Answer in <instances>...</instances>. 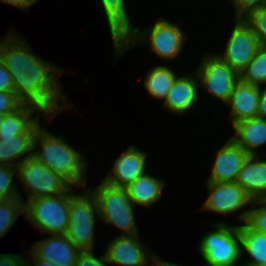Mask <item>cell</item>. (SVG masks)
<instances>
[{"label": "cell", "instance_id": "cell-23", "mask_svg": "<svg viewBox=\"0 0 266 266\" xmlns=\"http://www.w3.org/2000/svg\"><path fill=\"white\" fill-rule=\"evenodd\" d=\"M38 110L40 109L36 105L22 104L14 112L4 114L0 136H16L27 132L40 119L39 115L32 116Z\"/></svg>", "mask_w": 266, "mask_h": 266}, {"label": "cell", "instance_id": "cell-26", "mask_svg": "<svg viewBox=\"0 0 266 266\" xmlns=\"http://www.w3.org/2000/svg\"><path fill=\"white\" fill-rule=\"evenodd\" d=\"M240 80L261 86L266 85V45H262L251 62L240 72Z\"/></svg>", "mask_w": 266, "mask_h": 266}, {"label": "cell", "instance_id": "cell-9", "mask_svg": "<svg viewBox=\"0 0 266 266\" xmlns=\"http://www.w3.org/2000/svg\"><path fill=\"white\" fill-rule=\"evenodd\" d=\"M198 66L197 74L200 86L217 99L227 103L231 92L240 80L239 73L232 69L216 54L204 55Z\"/></svg>", "mask_w": 266, "mask_h": 266}, {"label": "cell", "instance_id": "cell-37", "mask_svg": "<svg viewBox=\"0 0 266 266\" xmlns=\"http://www.w3.org/2000/svg\"><path fill=\"white\" fill-rule=\"evenodd\" d=\"M38 0H0V2L16 6L22 10H28V8Z\"/></svg>", "mask_w": 266, "mask_h": 266}, {"label": "cell", "instance_id": "cell-34", "mask_svg": "<svg viewBox=\"0 0 266 266\" xmlns=\"http://www.w3.org/2000/svg\"><path fill=\"white\" fill-rule=\"evenodd\" d=\"M0 91L14 92V85L12 78L1 58H0Z\"/></svg>", "mask_w": 266, "mask_h": 266}, {"label": "cell", "instance_id": "cell-29", "mask_svg": "<svg viewBox=\"0 0 266 266\" xmlns=\"http://www.w3.org/2000/svg\"><path fill=\"white\" fill-rule=\"evenodd\" d=\"M16 173L17 167L0 165V194L6 199L20 198L24 200L16 188L17 185L13 183V178Z\"/></svg>", "mask_w": 266, "mask_h": 266}, {"label": "cell", "instance_id": "cell-3", "mask_svg": "<svg viewBox=\"0 0 266 266\" xmlns=\"http://www.w3.org/2000/svg\"><path fill=\"white\" fill-rule=\"evenodd\" d=\"M184 32L177 25L171 23L165 18H159L148 30L140 31L139 28H133L121 42L113 44L115 56L124 53L133 48L136 44L148 42L151 51L166 60H173L179 56L183 43L186 41Z\"/></svg>", "mask_w": 266, "mask_h": 266}, {"label": "cell", "instance_id": "cell-22", "mask_svg": "<svg viewBox=\"0 0 266 266\" xmlns=\"http://www.w3.org/2000/svg\"><path fill=\"white\" fill-rule=\"evenodd\" d=\"M107 18L113 44L121 40L133 29L125 8V0H101Z\"/></svg>", "mask_w": 266, "mask_h": 266}, {"label": "cell", "instance_id": "cell-38", "mask_svg": "<svg viewBox=\"0 0 266 266\" xmlns=\"http://www.w3.org/2000/svg\"><path fill=\"white\" fill-rule=\"evenodd\" d=\"M30 253L33 258L32 260H33L34 266H55L51 262L43 260L42 258H39L32 250ZM26 261H27L26 264L28 266H33L30 264L28 259Z\"/></svg>", "mask_w": 266, "mask_h": 266}, {"label": "cell", "instance_id": "cell-40", "mask_svg": "<svg viewBox=\"0 0 266 266\" xmlns=\"http://www.w3.org/2000/svg\"><path fill=\"white\" fill-rule=\"evenodd\" d=\"M3 120H4V114H0V124L2 123Z\"/></svg>", "mask_w": 266, "mask_h": 266}, {"label": "cell", "instance_id": "cell-14", "mask_svg": "<svg viewBox=\"0 0 266 266\" xmlns=\"http://www.w3.org/2000/svg\"><path fill=\"white\" fill-rule=\"evenodd\" d=\"M147 153L139 151L134 146L128 147L115 161L112 166V174L103 179L110 185L126 188L138 177L146 174Z\"/></svg>", "mask_w": 266, "mask_h": 266}, {"label": "cell", "instance_id": "cell-30", "mask_svg": "<svg viewBox=\"0 0 266 266\" xmlns=\"http://www.w3.org/2000/svg\"><path fill=\"white\" fill-rule=\"evenodd\" d=\"M243 19L251 27L261 45H266V4L251 11Z\"/></svg>", "mask_w": 266, "mask_h": 266}, {"label": "cell", "instance_id": "cell-33", "mask_svg": "<svg viewBox=\"0 0 266 266\" xmlns=\"http://www.w3.org/2000/svg\"><path fill=\"white\" fill-rule=\"evenodd\" d=\"M93 250L81 251L77 257L75 266H108L105 253L100 258L93 255Z\"/></svg>", "mask_w": 266, "mask_h": 266}, {"label": "cell", "instance_id": "cell-28", "mask_svg": "<svg viewBox=\"0 0 266 266\" xmlns=\"http://www.w3.org/2000/svg\"><path fill=\"white\" fill-rule=\"evenodd\" d=\"M252 205L261 206L241 212L239 220L251 230L266 235V200H253Z\"/></svg>", "mask_w": 266, "mask_h": 266}, {"label": "cell", "instance_id": "cell-39", "mask_svg": "<svg viewBox=\"0 0 266 266\" xmlns=\"http://www.w3.org/2000/svg\"><path fill=\"white\" fill-rule=\"evenodd\" d=\"M153 264L152 266H182L180 264H174V263H170V262H167V261H163L161 258H159L156 254H155V257L154 259L151 261Z\"/></svg>", "mask_w": 266, "mask_h": 266}, {"label": "cell", "instance_id": "cell-17", "mask_svg": "<svg viewBox=\"0 0 266 266\" xmlns=\"http://www.w3.org/2000/svg\"><path fill=\"white\" fill-rule=\"evenodd\" d=\"M178 77L164 99V107L173 113L185 114L199 100L197 74ZM197 101V102H196Z\"/></svg>", "mask_w": 266, "mask_h": 266}, {"label": "cell", "instance_id": "cell-19", "mask_svg": "<svg viewBox=\"0 0 266 266\" xmlns=\"http://www.w3.org/2000/svg\"><path fill=\"white\" fill-rule=\"evenodd\" d=\"M236 183L252 200H266V160L249 155L239 171Z\"/></svg>", "mask_w": 266, "mask_h": 266}, {"label": "cell", "instance_id": "cell-31", "mask_svg": "<svg viewBox=\"0 0 266 266\" xmlns=\"http://www.w3.org/2000/svg\"><path fill=\"white\" fill-rule=\"evenodd\" d=\"M232 5L235 8V19H243L251 11L260 8L266 4V0H231Z\"/></svg>", "mask_w": 266, "mask_h": 266}, {"label": "cell", "instance_id": "cell-32", "mask_svg": "<svg viewBox=\"0 0 266 266\" xmlns=\"http://www.w3.org/2000/svg\"><path fill=\"white\" fill-rule=\"evenodd\" d=\"M22 104L15 92L0 91V114L12 113Z\"/></svg>", "mask_w": 266, "mask_h": 266}, {"label": "cell", "instance_id": "cell-6", "mask_svg": "<svg viewBox=\"0 0 266 266\" xmlns=\"http://www.w3.org/2000/svg\"><path fill=\"white\" fill-rule=\"evenodd\" d=\"M69 193L70 188L62 194L23 201L25 217L43 234H65L69 225Z\"/></svg>", "mask_w": 266, "mask_h": 266}, {"label": "cell", "instance_id": "cell-27", "mask_svg": "<svg viewBox=\"0 0 266 266\" xmlns=\"http://www.w3.org/2000/svg\"><path fill=\"white\" fill-rule=\"evenodd\" d=\"M22 213H24V202L20 198L5 199L0 202V238L10 230Z\"/></svg>", "mask_w": 266, "mask_h": 266}, {"label": "cell", "instance_id": "cell-41", "mask_svg": "<svg viewBox=\"0 0 266 266\" xmlns=\"http://www.w3.org/2000/svg\"><path fill=\"white\" fill-rule=\"evenodd\" d=\"M5 199L6 198L2 194H0V202L4 201Z\"/></svg>", "mask_w": 266, "mask_h": 266}, {"label": "cell", "instance_id": "cell-15", "mask_svg": "<svg viewBox=\"0 0 266 266\" xmlns=\"http://www.w3.org/2000/svg\"><path fill=\"white\" fill-rule=\"evenodd\" d=\"M32 251L55 266H75L81 250L65 235L52 234L34 243Z\"/></svg>", "mask_w": 266, "mask_h": 266}, {"label": "cell", "instance_id": "cell-35", "mask_svg": "<svg viewBox=\"0 0 266 266\" xmlns=\"http://www.w3.org/2000/svg\"><path fill=\"white\" fill-rule=\"evenodd\" d=\"M25 263L26 259L20 254H0V266H23Z\"/></svg>", "mask_w": 266, "mask_h": 266}, {"label": "cell", "instance_id": "cell-18", "mask_svg": "<svg viewBox=\"0 0 266 266\" xmlns=\"http://www.w3.org/2000/svg\"><path fill=\"white\" fill-rule=\"evenodd\" d=\"M39 127L38 120L25 133L16 136H0V165L17 167L25 159L32 157L33 141ZM25 153L28 154L25 156ZM23 155L24 157L22 158ZM17 159H20V161L15 162Z\"/></svg>", "mask_w": 266, "mask_h": 266}, {"label": "cell", "instance_id": "cell-4", "mask_svg": "<svg viewBox=\"0 0 266 266\" xmlns=\"http://www.w3.org/2000/svg\"><path fill=\"white\" fill-rule=\"evenodd\" d=\"M97 202L100 219L123 230V235L139 234L134 213V203L126 188L116 187L105 181L91 191Z\"/></svg>", "mask_w": 266, "mask_h": 266}, {"label": "cell", "instance_id": "cell-11", "mask_svg": "<svg viewBox=\"0 0 266 266\" xmlns=\"http://www.w3.org/2000/svg\"><path fill=\"white\" fill-rule=\"evenodd\" d=\"M209 196L201 209L221 214L236 213L251 205L253 200L236 182L216 183L207 181Z\"/></svg>", "mask_w": 266, "mask_h": 266}, {"label": "cell", "instance_id": "cell-13", "mask_svg": "<svg viewBox=\"0 0 266 266\" xmlns=\"http://www.w3.org/2000/svg\"><path fill=\"white\" fill-rule=\"evenodd\" d=\"M249 154L232 138L217 151L212 171L207 181L216 183L236 182L239 171Z\"/></svg>", "mask_w": 266, "mask_h": 266}, {"label": "cell", "instance_id": "cell-12", "mask_svg": "<svg viewBox=\"0 0 266 266\" xmlns=\"http://www.w3.org/2000/svg\"><path fill=\"white\" fill-rule=\"evenodd\" d=\"M144 247L139 242V234L135 235H120L115 237L110 243L105 252V256L109 265L117 264L121 266H150L155 255L150 254V250L143 249ZM149 259V260H148Z\"/></svg>", "mask_w": 266, "mask_h": 266}, {"label": "cell", "instance_id": "cell-20", "mask_svg": "<svg viewBox=\"0 0 266 266\" xmlns=\"http://www.w3.org/2000/svg\"><path fill=\"white\" fill-rule=\"evenodd\" d=\"M233 129L235 135L231 138L249 155H259L256 149L266 144V120L259 117L245 119L235 123Z\"/></svg>", "mask_w": 266, "mask_h": 266}, {"label": "cell", "instance_id": "cell-25", "mask_svg": "<svg viewBox=\"0 0 266 266\" xmlns=\"http://www.w3.org/2000/svg\"><path fill=\"white\" fill-rule=\"evenodd\" d=\"M145 78L144 86L149 94L164 100L178 77L172 69L160 65L150 69Z\"/></svg>", "mask_w": 266, "mask_h": 266}, {"label": "cell", "instance_id": "cell-1", "mask_svg": "<svg viewBox=\"0 0 266 266\" xmlns=\"http://www.w3.org/2000/svg\"><path fill=\"white\" fill-rule=\"evenodd\" d=\"M22 36L10 33L0 39V58L7 67L14 92L23 104L36 105L43 117L51 120L66 109V96L62 95L57 79L63 70L32 53ZM63 100V104H58Z\"/></svg>", "mask_w": 266, "mask_h": 266}, {"label": "cell", "instance_id": "cell-21", "mask_svg": "<svg viewBox=\"0 0 266 266\" xmlns=\"http://www.w3.org/2000/svg\"><path fill=\"white\" fill-rule=\"evenodd\" d=\"M164 186L163 180L147 173L129 184L126 190L134 205L138 204L149 207L161 198Z\"/></svg>", "mask_w": 266, "mask_h": 266}, {"label": "cell", "instance_id": "cell-2", "mask_svg": "<svg viewBox=\"0 0 266 266\" xmlns=\"http://www.w3.org/2000/svg\"><path fill=\"white\" fill-rule=\"evenodd\" d=\"M63 136H55L39 127L33 141V157L61 176L71 186H86L87 161ZM41 147V150L36 148Z\"/></svg>", "mask_w": 266, "mask_h": 266}, {"label": "cell", "instance_id": "cell-16", "mask_svg": "<svg viewBox=\"0 0 266 266\" xmlns=\"http://www.w3.org/2000/svg\"><path fill=\"white\" fill-rule=\"evenodd\" d=\"M259 99L260 86L239 80L226 103L231 108L232 126L239 121L257 117Z\"/></svg>", "mask_w": 266, "mask_h": 266}, {"label": "cell", "instance_id": "cell-7", "mask_svg": "<svg viewBox=\"0 0 266 266\" xmlns=\"http://www.w3.org/2000/svg\"><path fill=\"white\" fill-rule=\"evenodd\" d=\"M70 187V210L69 225L65 235L81 250H94V227L96 218L100 217L98 202L91 192L86 191L84 195H74Z\"/></svg>", "mask_w": 266, "mask_h": 266}, {"label": "cell", "instance_id": "cell-5", "mask_svg": "<svg viewBox=\"0 0 266 266\" xmlns=\"http://www.w3.org/2000/svg\"><path fill=\"white\" fill-rule=\"evenodd\" d=\"M211 225L216 230L205 234L199 243L204 266H236L242 256L240 226L225 222Z\"/></svg>", "mask_w": 266, "mask_h": 266}, {"label": "cell", "instance_id": "cell-10", "mask_svg": "<svg viewBox=\"0 0 266 266\" xmlns=\"http://www.w3.org/2000/svg\"><path fill=\"white\" fill-rule=\"evenodd\" d=\"M235 20L236 24L228 38L226 49L217 56L240 74L262 45L244 19Z\"/></svg>", "mask_w": 266, "mask_h": 266}, {"label": "cell", "instance_id": "cell-36", "mask_svg": "<svg viewBox=\"0 0 266 266\" xmlns=\"http://www.w3.org/2000/svg\"><path fill=\"white\" fill-rule=\"evenodd\" d=\"M257 117L266 120V87L261 89L260 86V99L258 104Z\"/></svg>", "mask_w": 266, "mask_h": 266}, {"label": "cell", "instance_id": "cell-24", "mask_svg": "<svg viewBox=\"0 0 266 266\" xmlns=\"http://www.w3.org/2000/svg\"><path fill=\"white\" fill-rule=\"evenodd\" d=\"M241 250L252 258L241 266H266V235L240 225Z\"/></svg>", "mask_w": 266, "mask_h": 266}, {"label": "cell", "instance_id": "cell-8", "mask_svg": "<svg viewBox=\"0 0 266 266\" xmlns=\"http://www.w3.org/2000/svg\"><path fill=\"white\" fill-rule=\"evenodd\" d=\"M17 178L25 186L27 201L66 192L71 185L33 156L17 165ZM27 189V190H26Z\"/></svg>", "mask_w": 266, "mask_h": 266}]
</instances>
